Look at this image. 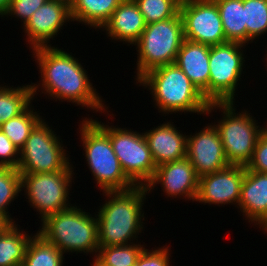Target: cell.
<instances>
[{
    "instance_id": "cell-1",
    "label": "cell",
    "mask_w": 267,
    "mask_h": 266,
    "mask_svg": "<svg viewBox=\"0 0 267 266\" xmlns=\"http://www.w3.org/2000/svg\"><path fill=\"white\" fill-rule=\"evenodd\" d=\"M32 51L37 64L39 63L41 85L45 94L48 93L56 101L75 103L101 113L109 112L90 82L87 71L72 54L50 44Z\"/></svg>"
},
{
    "instance_id": "cell-2",
    "label": "cell",
    "mask_w": 267,
    "mask_h": 266,
    "mask_svg": "<svg viewBox=\"0 0 267 266\" xmlns=\"http://www.w3.org/2000/svg\"><path fill=\"white\" fill-rule=\"evenodd\" d=\"M104 193L108 199L95 215L98 222L99 246L133 243L137 234L143 230L142 206L146 194H149L146 186H135L125 191H104Z\"/></svg>"
},
{
    "instance_id": "cell-3",
    "label": "cell",
    "mask_w": 267,
    "mask_h": 266,
    "mask_svg": "<svg viewBox=\"0 0 267 266\" xmlns=\"http://www.w3.org/2000/svg\"><path fill=\"white\" fill-rule=\"evenodd\" d=\"M148 87L159 112H193L206 115L209 102L187 75L174 63L148 71L138 82Z\"/></svg>"
},
{
    "instance_id": "cell-4",
    "label": "cell",
    "mask_w": 267,
    "mask_h": 266,
    "mask_svg": "<svg viewBox=\"0 0 267 266\" xmlns=\"http://www.w3.org/2000/svg\"><path fill=\"white\" fill-rule=\"evenodd\" d=\"M41 225L37 233L63 254L84 252L96 256L99 249L97 218L83 209L73 205L48 216Z\"/></svg>"
},
{
    "instance_id": "cell-5",
    "label": "cell",
    "mask_w": 267,
    "mask_h": 266,
    "mask_svg": "<svg viewBox=\"0 0 267 266\" xmlns=\"http://www.w3.org/2000/svg\"><path fill=\"white\" fill-rule=\"evenodd\" d=\"M79 127L85 159L100 190L134 188L136 185L124 173L108 134L92 118L83 119Z\"/></svg>"
},
{
    "instance_id": "cell-6",
    "label": "cell",
    "mask_w": 267,
    "mask_h": 266,
    "mask_svg": "<svg viewBox=\"0 0 267 266\" xmlns=\"http://www.w3.org/2000/svg\"><path fill=\"white\" fill-rule=\"evenodd\" d=\"M184 39L179 12L167 20L147 24L134 44L138 48L136 80L154 68L174 64Z\"/></svg>"
},
{
    "instance_id": "cell-7",
    "label": "cell",
    "mask_w": 267,
    "mask_h": 266,
    "mask_svg": "<svg viewBox=\"0 0 267 266\" xmlns=\"http://www.w3.org/2000/svg\"><path fill=\"white\" fill-rule=\"evenodd\" d=\"M234 102L210 103L206 114L216 108L223 112L222 119L215 124L226 159L230 165L246 166L250 161L260 133L265 129L259 127L256 120L246 110L235 113ZM222 109V110H221Z\"/></svg>"
},
{
    "instance_id": "cell-8",
    "label": "cell",
    "mask_w": 267,
    "mask_h": 266,
    "mask_svg": "<svg viewBox=\"0 0 267 266\" xmlns=\"http://www.w3.org/2000/svg\"><path fill=\"white\" fill-rule=\"evenodd\" d=\"M44 121L45 119H42L34 127L20 149L17 170L20 173L32 174L74 171L60 137L56 136L57 134Z\"/></svg>"
},
{
    "instance_id": "cell-9",
    "label": "cell",
    "mask_w": 267,
    "mask_h": 266,
    "mask_svg": "<svg viewBox=\"0 0 267 266\" xmlns=\"http://www.w3.org/2000/svg\"><path fill=\"white\" fill-rule=\"evenodd\" d=\"M94 121L108 134L126 176L136 186H147L153 179L157 166L144 134Z\"/></svg>"
},
{
    "instance_id": "cell-10",
    "label": "cell",
    "mask_w": 267,
    "mask_h": 266,
    "mask_svg": "<svg viewBox=\"0 0 267 266\" xmlns=\"http://www.w3.org/2000/svg\"><path fill=\"white\" fill-rule=\"evenodd\" d=\"M21 189H25L32 208L40 214L41 222L50 215L70 208L68 202L73 171L51 173H20ZM69 204V205H68Z\"/></svg>"
},
{
    "instance_id": "cell-11",
    "label": "cell",
    "mask_w": 267,
    "mask_h": 266,
    "mask_svg": "<svg viewBox=\"0 0 267 266\" xmlns=\"http://www.w3.org/2000/svg\"><path fill=\"white\" fill-rule=\"evenodd\" d=\"M243 44L226 42L210 46L209 56V104L235 102L238 82L243 72Z\"/></svg>"
},
{
    "instance_id": "cell-12",
    "label": "cell",
    "mask_w": 267,
    "mask_h": 266,
    "mask_svg": "<svg viewBox=\"0 0 267 266\" xmlns=\"http://www.w3.org/2000/svg\"><path fill=\"white\" fill-rule=\"evenodd\" d=\"M184 38L208 46L226 43L222 20L213 0H181Z\"/></svg>"
},
{
    "instance_id": "cell-13",
    "label": "cell",
    "mask_w": 267,
    "mask_h": 266,
    "mask_svg": "<svg viewBox=\"0 0 267 266\" xmlns=\"http://www.w3.org/2000/svg\"><path fill=\"white\" fill-rule=\"evenodd\" d=\"M186 157L199 178L230 166L215 125H207L195 135H187Z\"/></svg>"
},
{
    "instance_id": "cell-14",
    "label": "cell",
    "mask_w": 267,
    "mask_h": 266,
    "mask_svg": "<svg viewBox=\"0 0 267 266\" xmlns=\"http://www.w3.org/2000/svg\"><path fill=\"white\" fill-rule=\"evenodd\" d=\"M245 166L230 165L223 170L199 178L196 200L215 205L239 204Z\"/></svg>"
},
{
    "instance_id": "cell-15",
    "label": "cell",
    "mask_w": 267,
    "mask_h": 266,
    "mask_svg": "<svg viewBox=\"0 0 267 266\" xmlns=\"http://www.w3.org/2000/svg\"><path fill=\"white\" fill-rule=\"evenodd\" d=\"M158 183L167 197L183 196L188 200H196L199 177L187 157L157 166L153 179L146 186L148 192Z\"/></svg>"
},
{
    "instance_id": "cell-16",
    "label": "cell",
    "mask_w": 267,
    "mask_h": 266,
    "mask_svg": "<svg viewBox=\"0 0 267 266\" xmlns=\"http://www.w3.org/2000/svg\"><path fill=\"white\" fill-rule=\"evenodd\" d=\"M72 22L70 7L62 2L48 0L23 26L30 48L49 46L64 23Z\"/></svg>"
},
{
    "instance_id": "cell-17",
    "label": "cell",
    "mask_w": 267,
    "mask_h": 266,
    "mask_svg": "<svg viewBox=\"0 0 267 266\" xmlns=\"http://www.w3.org/2000/svg\"><path fill=\"white\" fill-rule=\"evenodd\" d=\"M251 223L267 229V173H258L245 168L238 208Z\"/></svg>"
},
{
    "instance_id": "cell-18",
    "label": "cell",
    "mask_w": 267,
    "mask_h": 266,
    "mask_svg": "<svg viewBox=\"0 0 267 266\" xmlns=\"http://www.w3.org/2000/svg\"><path fill=\"white\" fill-rule=\"evenodd\" d=\"M210 46L184 39L175 64L187 75L209 102Z\"/></svg>"
},
{
    "instance_id": "cell-19",
    "label": "cell",
    "mask_w": 267,
    "mask_h": 266,
    "mask_svg": "<svg viewBox=\"0 0 267 266\" xmlns=\"http://www.w3.org/2000/svg\"><path fill=\"white\" fill-rule=\"evenodd\" d=\"M143 134L156 166L186 157L187 136L180 133L173 122L160 124Z\"/></svg>"
},
{
    "instance_id": "cell-20",
    "label": "cell",
    "mask_w": 267,
    "mask_h": 266,
    "mask_svg": "<svg viewBox=\"0 0 267 266\" xmlns=\"http://www.w3.org/2000/svg\"><path fill=\"white\" fill-rule=\"evenodd\" d=\"M146 22L134 0H123L103 26L108 37L135 44L142 35Z\"/></svg>"
},
{
    "instance_id": "cell-21",
    "label": "cell",
    "mask_w": 267,
    "mask_h": 266,
    "mask_svg": "<svg viewBox=\"0 0 267 266\" xmlns=\"http://www.w3.org/2000/svg\"><path fill=\"white\" fill-rule=\"evenodd\" d=\"M123 0H74L70 7L72 21L101 29Z\"/></svg>"
},
{
    "instance_id": "cell-22",
    "label": "cell",
    "mask_w": 267,
    "mask_h": 266,
    "mask_svg": "<svg viewBox=\"0 0 267 266\" xmlns=\"http://www.w3.org/2000/svg\"><path fill=\"white\" fill-rule=\"evenodd\" d=\"M219 9L227 42L247 43L243 0H213Z\"/></svg>"
},
{
    "instance_id": "cell-23",
    "label": "cell",
    "mask_w": 267,
    "mask_h": 266,
    "mask_svg": "<svg viewBox=\"0 0 267 266\" xmlns=\"http://www.w3.org/2000/svg\"><path fill=\"white\" fill-rule=\"evenodd\" d=\"M15 223H9L0 231V266H21L30 236L17 227Z\"/></svg>"
},
{
    "instance_id": "cell-24",
    "label": "cell",
    "mask_w": 267,
    "mask_h": 266,
    "mask_svg": "<svg viewBox=\"0 0 267 266\" xmlns=\"http://www.w3.org/2000/svg\"><path fill=\"white\" fill-rule=\"evenodd\" d=\"M40 83L21 87L0 86V125L23 113L35 99Z\"/></svg>"
},
{
    "instance_id": "cell-25",
    "label": "cell",
    "mask_w": 267,
    "mask_h": 266,
    "mask_svg": "<svg viewBox=\"0 0 267 266\" xmlns=\"http://www.w3.org/2000/svg\"><path fill=\"white\" fill-rule=\"evenodd\" d=\"M63 253L36 233L30 238L21 266H63Z\"/></svg>"
},
{
    "instance_id": "cell-26",
    "label": "cell",
    "mask_w": 267,
    "mask_h": 266,
    "mask_svg": "<svg viewBox=\"0 0 267 266\" xmlns=\"http://www.w3.org/2000/svg\"><path fill=\"white\" fill-rule=\"evenodd\" d=\"M130 243L116 246H99L95 261L99 266H135L145 246Z\"/></svg>"
},
{
    "instance_id": "cell-27",
    "label": "cell",
    "mask_w": 267,
    "mask_h": 266,
    "mask_svg": "<svg viewBox=\"0 0 267 266\" xmlns=\"http://www.w3.org/2000/svg\"><path fill=\"white\" fill-rule=\"evenodd\" d=\"M33 110L30 105L23 113L0 125L1 131L19 150L26 143L34 127L42 120V116Z\"/></svg>"
},
{
    "instance_id": "cell-28",
    "label": "cell",
    "mask_w": 267,
    "mask_h": 266,
    "mask_svg": "<svg viewBox=\"0 0 267 266\" xmlns=\"http://www.w3.org/2000/svg\"><path fill=\"white\" fill-rule=\"evenodd\" d=\"M21 191L20 172L16 168L0 166V213L10 223H15V221L10 217L7 206L15 197L17 198Z\"/></svg>"
},
{
    "instance_id": "cell-29",
    "label": "cell",
    "mask_w": 267,
    "mask_h": 266,
    "mask_svg": "<svg viewBox=\"0 0 267 266\" xmlns=\"http://www.w3.org/2000/svg\"><path fill=\"white\" fill-rule=\"evenodd\" d=\"M247 45L267 32V0H243Z\"/></svg>"
},
{
    "instance_id": "cell-30",
    "label": "cell",
    "mask_w": 267,
    "mask_h": 266,
    "mask_svg": "<svg viewBox=\"0 0 267 266\" xmlns=\"http://www.w3.org/2000/svg\"><path fill=\"white\" fill-rule=\"evenodd\" d=\"M146 24L164 21L179 12L181 0H134Z\"/></svg>"
},
{
    "instance_id": "cell-31",
    "label": "cell",
    "mask_w": 267,
    "mask_h": 266,
    "mask_svg": "<svg viewBox=\"0 0 267 266\" xmlns=\"http://www.w3.org/2000/svg\"><path fill=\"white\" fill-rule=\"evenodd\" d=\"M245 168L258 173H267V127L260 133L252 157Z\"/></svg>"
},
{
    "instance_id": "cell-32",
    "label": "cell",
    "mask_w": 267,
    "mask_h": 266,
    "mask_svg": "<svg viewBox=\"0 0 267 266\" xmlns=\"http://www.w3.org/2000/svg\"><path fill=\"white\" fill-rule=\"evenodd\" d=\"M47 1L48 0H11L4 16L15 15V17L22 20L24 26L32 17L33 13Z\"/></svg>"
},
{
    "instance_id": "cell-33",
    "label": "cell",
    "mask_w": 267,
    "mask_h": 266,
    "mask_svg": "<svg viewBox=\"0 0 267 266\" xmlns=\"http://www.w3.org/2000/svg\"><path fill=\"white\" fill-rule=\"evenodd\" d=\"M169 246L158 247L155 250L144 248L135 266H170ZM149 250V251H148Z\"/></svg>"
},
{
    "instance_id": "cell-34",
    "label": "cell",
    "mask_w": 267,
    "mask_h": 266,
    "mask_svg": "<svg viewBox=\"0 0 267 266\" xmlns=\"http://www.w3.org/2000/svg\"><path fill=\"white\" fill-rule=\"evenodd\" d=\"M20 150L0 129V166L18 168Z\"/></svg>"
},
{
    "instance_id": "cell-35",
    "label": "cell",
    "mask_w": 267,
    "mask_h": 266,
    "mask_svg": "<svg viewBox=\"0 0 267 266\" xmlns=\"http://www.w3.org/2000/svg\"><path fill=\"white\" fill-rule=\"evenodd\" d=\"M11 0H0V15L4 17Z\"/></svg>"
},
{
    "instance_id": "cell-36",
    "label": "cell",
    "mask_w": 267,
    "mask_h": 266,
    "mask_svg": "<svg viewBox=\"0 0 267 266\" xmlns=\"http://www.w3.org/2000/svg\"><path fill=\"white\" fill-rule=\"evenodd\" d=\"M10 222L0 213V231L3 230Z\"/></svg>"
},
{
    "instance_id": "cell-37",
    "label": "cell",
    "mask_w": 267,
    "mask_h": 266,
    "mask_svg": "<svg viewBox=\"0 0 267 266\" xmlns=\"http://www.w3.org/2000/svg\"><path fill=\"white\" fill-rule=\"evenodd\" d=\"M53 1L62 2V3L66 4L69 7H71L72 4L74 3V0H53Z\"/></svg>"
},
{
    "instance_id": "cell-38",
    "label": "cell",
    "mask_w": 267,
    "mask_h": 266,
    "mask_svg": "<svg viewBox=\"0 0 267 266\" xmlns=\"http://www.w3.org/2000/svg\"><path fill=\"white\" fill-rule=\"evenodd\" d=\"M92 266H99L95 261L93 262V264H91Z\"/></svg>"
}]
</instances>
